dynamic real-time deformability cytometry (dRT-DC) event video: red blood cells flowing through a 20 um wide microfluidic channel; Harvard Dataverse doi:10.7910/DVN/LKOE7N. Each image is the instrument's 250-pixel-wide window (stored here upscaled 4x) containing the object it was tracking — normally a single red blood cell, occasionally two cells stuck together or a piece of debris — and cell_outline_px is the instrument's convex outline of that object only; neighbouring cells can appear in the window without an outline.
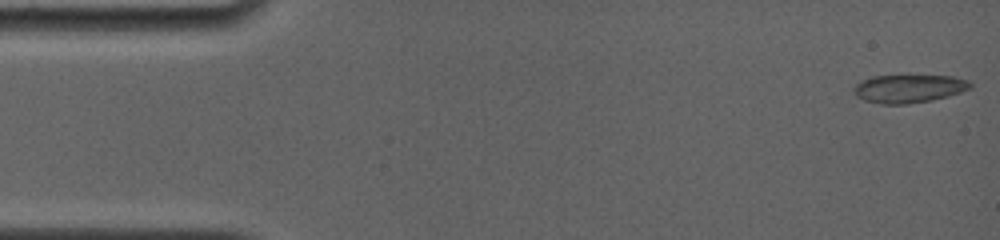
{"species": "common noctule bat (a hibernating species)", "species_latin": "Nyctalus noctula", "temperature_condition": "room temperature", "stored_images_in_passage": 56, "camera_frame_rate_fps": 4000, "um_per_image_px": 0.085, "animal": {"sex": "female", "body_mass_g": 19.0, "forearm_length_mm": 56.7}, "frame": {"image": 1, "passage_image": 1, "time_ms": 0.0, "image_size_px": [1000, 240], "cell_outline_px": [[972, 88], [948, 96], [932, 100], [904, 104], [880, 104], [864, 100], [856, 96], [852, 88], [860, 80], [872, 76], [952, 76], [968, 80], [972, 84]], "centroid_in_image_um": [77.23, 7.53], "position_along_channel_um": 7.8, "area_um2": 19.13}}
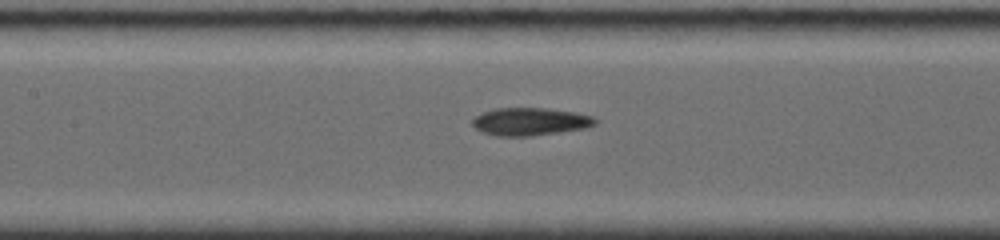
{"frame": {"image": 2, "passage_image": 25, "time_ms": 7.25, "image_size_px": [1000, 240], "cell_outline_px": [[596, 124], [588, 128], [532, 136], [496, 136], [480, 132], [472, 124], [472, 120], [476, 116], [484, 112], [496, 108], [548, 108], [576, 112], [592, 116], [596, 120]], "centroid_in_image_um": [45.07, 10.34], "position_along_channel_um": 162.3, "area_um2": 20.0}}
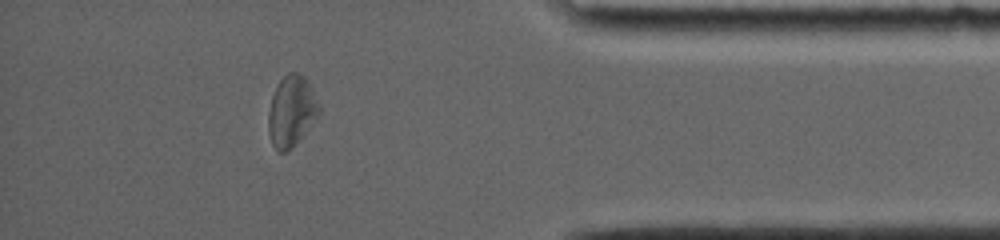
{"frame": {"image": 3, "passage_image": 48, "time_ms": 14.25, "image_size_px": [1000, 240], "cell_outline_px": [[320, 116], [288, 152], [280, 152], [272, 144], [268, 132], [268, 112], [272, 96], [280, 80], [288, 72], [300, 72], [308, 80], [320, 104]], "centroid_in_image_um": [24.8, 9.44], "position_along_channel_um": 410.4, "area_um2": 21.21}, "authors_computed_cell_mechanics": {"area_um2": 19.941, "velocity_mm_per_s": 3.8035, "shape_relaxation_time_tau1_ms": null, "shape_relaxation_time_tau2_ms": 3.9798, "deformation_change_tau1": null, "deformation_change_tau2": 0.097}}